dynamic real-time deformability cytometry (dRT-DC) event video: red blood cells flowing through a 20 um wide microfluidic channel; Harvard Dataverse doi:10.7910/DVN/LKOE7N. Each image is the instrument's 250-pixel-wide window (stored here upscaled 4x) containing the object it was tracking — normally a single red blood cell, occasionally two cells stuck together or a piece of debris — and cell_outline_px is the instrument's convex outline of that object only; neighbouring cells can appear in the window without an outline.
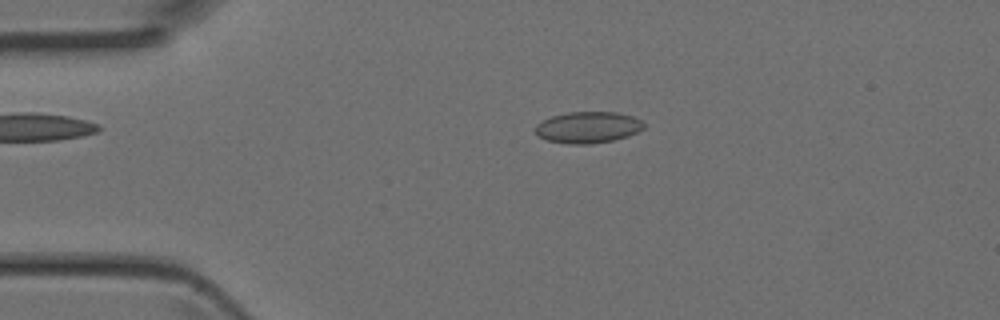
{"species": "Egyptian fruit bat (a non-hibernating species)", "species_latin": "Rousettus aegyptiacus", "temperature_condition": "room temperature", "stored_images_in_passage": 6, "camera_frame_rate_fps": 3000, "um_per_image_px": 0.085, "animal": {"sex": "female"}, "frame": {"image": 1, "passage_image": 3, "time_ms": 0.667, "image_size_px": [1000, 320], "cell_outline_px": [[644, 128], [628, 136], [612, 140], [588, 144], [568, 144], [548, 140], [540, 136], [532, 128], [540, 120], [552, 116], [568, 112], [616, 112], [632, 116], [640, 120], [644, 124]], "centroid_in_image_um": [49.94, 10.81], "position_along_channel_um": 35.1, "area_um2": 19.83}}
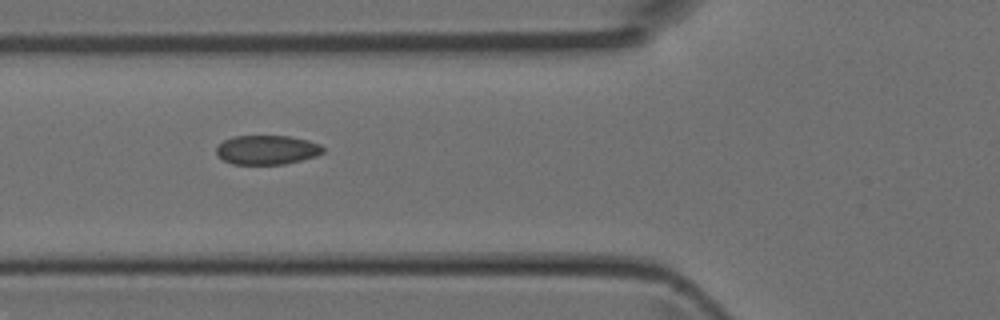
{"frame": {"image": 2, "passage_image": 5, "time_ms": 1.333, "image_size_px": [1000, 320], "cell_outline_px": [[324, 152], [316, 156], [284, 164], [232, 164], [224, 160], [216, 152], [216, 148], [224, 140], [232, 136], [288, 136], [308, 140], [320, 144], [324, 148]], "centroid_in_image_um": [22.7, 12.73], "position_along_channel_um": 103.1, "area_um2": 18.09}}
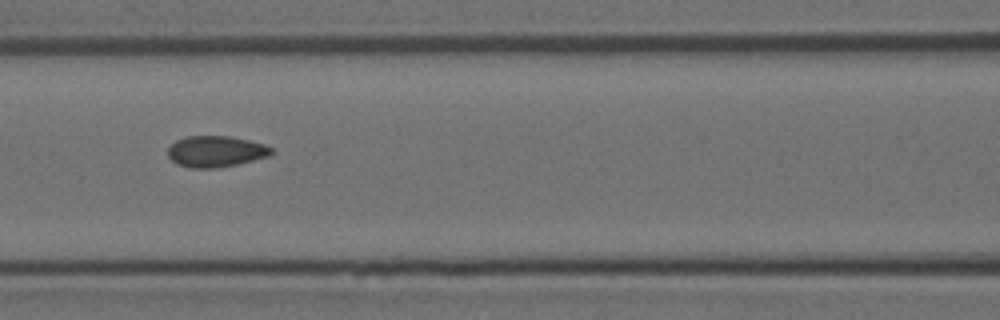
{"frame": {"image": 3, "passage_image": 6, "time_ms": 1.667, "image_size_px": [1000, 320], "cell_outline_px": [[272, 152], [268, 156], [236, 164], [216, 168], [192, 168], [176, 164], [168, 156], [168, 148], [176, 140], [188, 136], [228, 136], [248, 140], [264, 144], [272, 148]], "centroid_in_image_um": [18.31, 12.87], "position_along_channel_um": 148.3, "area_um2": 18.61}}